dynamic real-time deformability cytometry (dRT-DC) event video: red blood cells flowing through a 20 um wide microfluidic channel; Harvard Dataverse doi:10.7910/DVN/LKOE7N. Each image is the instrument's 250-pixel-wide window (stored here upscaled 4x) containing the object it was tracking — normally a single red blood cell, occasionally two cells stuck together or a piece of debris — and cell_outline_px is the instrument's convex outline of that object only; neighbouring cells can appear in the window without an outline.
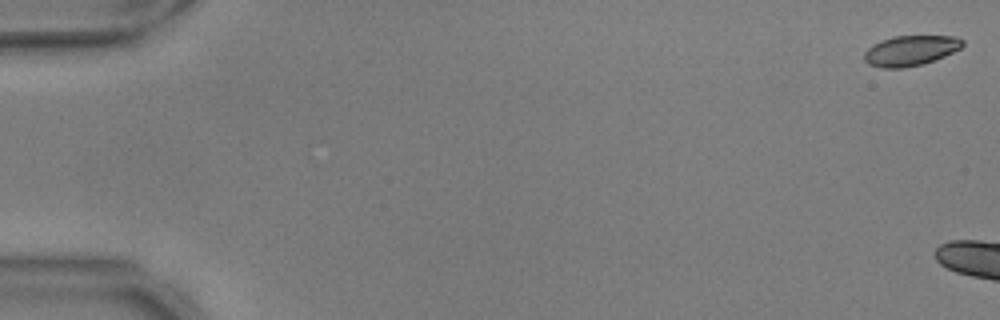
{"species": "common noctule bat (a hibernating species)", "species_latin": "Nyctalus noctula", "temperature_condition": "warm", "stored_images_in_passage": 6, "camera_frame_rate_fps": 3000, "um_per_image_px": 0.085, "animal": {"sex": "male", "body_mass_g": 17.9, "forearm_length_mm": 54.2}, "frame": {"image": 1, "passage_image": 1, "time_ms": 0.0, "image_size_px": [1000, 320], "cell_outline_px": [[964, 44], [960, 48], [944, 56], [924, 64], [904, 68], [880, 68], [868, 64], [864, 60], [864, 52], [872, 44], [880, 40], [892, 36], [956, 36], [964, 40]], "centroid_in_image_um": [77.36, 4.3], "position_along_channel_um": 7.6, "area_um2": 17.51}}